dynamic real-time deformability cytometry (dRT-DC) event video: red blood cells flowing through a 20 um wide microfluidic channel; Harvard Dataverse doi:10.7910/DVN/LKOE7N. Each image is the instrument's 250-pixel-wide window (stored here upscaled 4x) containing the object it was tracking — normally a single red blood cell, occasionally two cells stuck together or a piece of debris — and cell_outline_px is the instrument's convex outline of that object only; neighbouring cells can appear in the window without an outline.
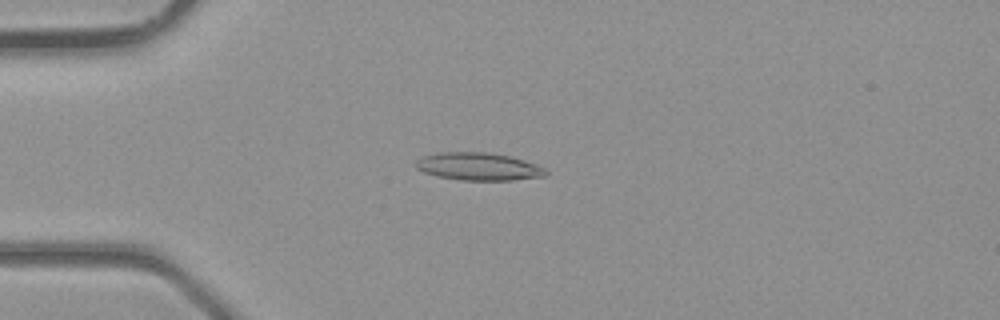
{"species": "common noctule bat (a hibernating species)", "species_latin": "Nyctalus noctula", "temperature_condition": "room temperature", "stored_images_in_passage": 33, "camera_frame_rate_fps": 3000, "um_per_image_px": 0.085, "animal": {"sex": "male", "body_mass_g": 23.1, "forearm_length_mm": 52.7}, "frame": {"image": 1, "passage_image": 5, "time_ms": 1.333, "image_size_px": [1000, 320], "cell_outline_px": [[548, 176], [512, 180], [460, 180], [440, 176], [424, 172], [416, 168], [416, 160], [424, 156], [440, 152], [488, 152], [512, 156], [536, 164], [544, 168], [548, 172]], "centroid_in_image_um": [40.72, 14.15], "position_along_channel_um": 44.3, "area_um2": 20.98}}
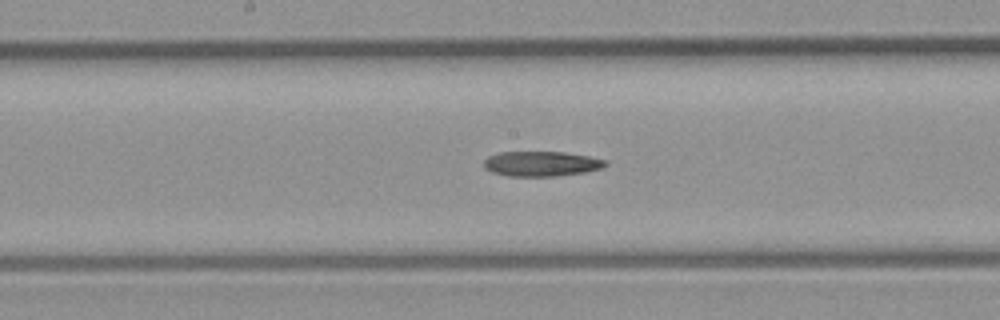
{"frame": {"image": 2, "passage_image": 15, "time_ms": 4.667, "image_size_px": [1000, 320], "cell_outline_px": [[608, 164], [604, 168], [584, 172], [556, 176], [508, 176], [492, 172], [484, 168], [484, 160], [488, 156], [500, 152], [564, 152], [588, 156], [608, 160]], "centroid_in_image_um": [46.04, 13.92], "position_along_channel_um": 202.2, "area_um2": 17.8}}
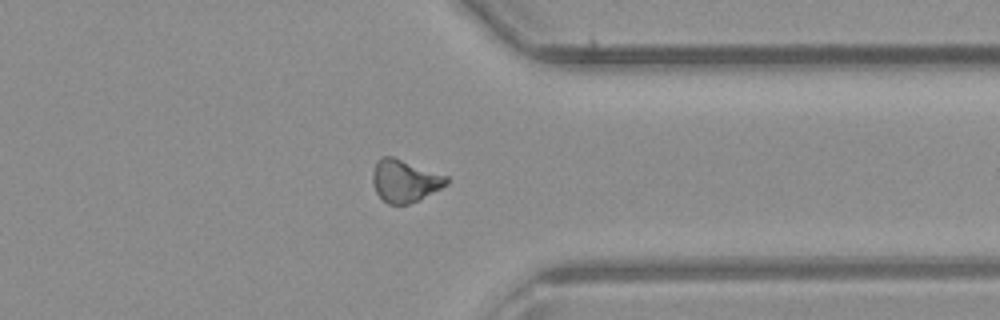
{"frame": {"image": 3, "passage_image": 25, "time_ms": 8.0, "image_size_px": [1000, 320], "cell_outline_px": [[448, 184], [420, 200], [408, 204], [388, 204], [376, 192], [372, 180], [372, 172], [376, 160], [380, 156], [392, 156], [448, 176]], "centroid_in_image_um": [34.39, 15.36], "position_along_channel_um": 377.0, "area_um2": 18.32}}